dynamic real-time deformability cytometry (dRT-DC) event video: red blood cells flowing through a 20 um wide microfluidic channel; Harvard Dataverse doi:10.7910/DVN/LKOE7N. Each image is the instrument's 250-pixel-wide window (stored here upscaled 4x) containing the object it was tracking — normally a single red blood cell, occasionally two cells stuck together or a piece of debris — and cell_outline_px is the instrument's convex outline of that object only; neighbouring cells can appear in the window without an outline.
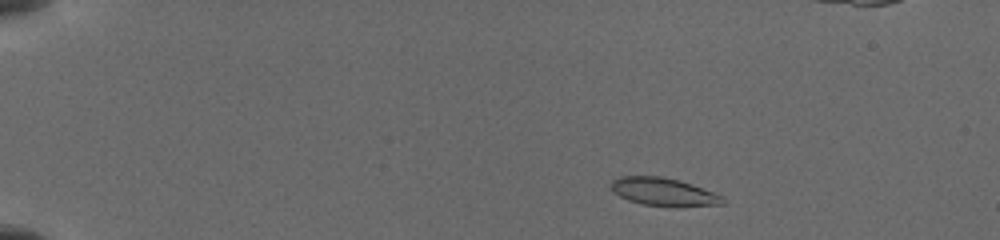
{"species": "common noctule bat (a hibernating species)", "species_latin": "Nyctalus noctula", "temperature_condition": "cold", "stored_images_in_passage": 28, "camera_frame_rate_fps": 3000, "um_per_image_px": 0.085, "animal": {"sex": "female", "body_mass_g": 19.5, "forearm_length_mm": 54.1}, "frame": {"image": 1, "passage_image": 9, "time_ms": 2.0, "image_size_px": [1000, 240], "cell_outline_px": [[724, 204], [644, 204], [628, 200], [612, 192], [608, 188], [608, 184], [612, 180], [620, 176], [660, 176], [680, 180], [692, 184], [724, 196]], "centroid_in_image_um": [56.29, 16.24], "position_along_channel_um": 28.7, "area_um2": 17.57}}
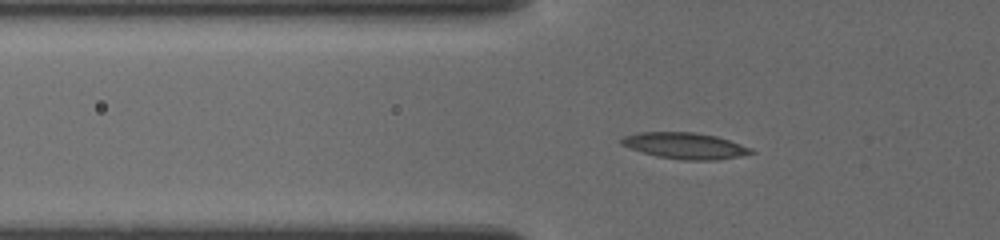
{"frame": {"image": 2, "passage_image": 22, "time_ms": 5.333, "image_size_px": [1000, 240], "cell_outline_px": [[756, 152], [740, 156], [716, 160], [684, 160], [656, 156], [620, 144], [620, 140], [624, 136], [640, 132], [692, 132], [716, 136], [752, 148]], "centroid_in_image_um": [58.24, 12.39], "position_along_channel_um": 67.6, "area_um2": 19.59}}
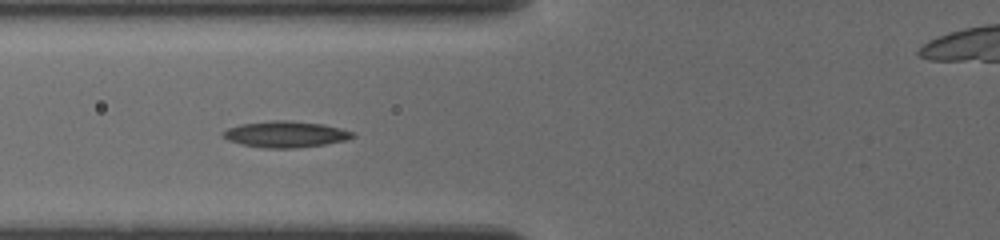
{"frame": {"image": 3, "passage_image": 27, "time_ms": 6.333, "image_size_px": [1000, 240], "cell_outline_px": [[356, 136], [348, 140], [324, 144], [296, 148], [264, 148], [240, 144], [228, 140], [220, 136], [220, 132], [228, 128], [240, 124], [272, 120], [292, 120], [324, 124], [356, 132]], "centroid_in_image_um": [24.27, 11.41], "position_along_channel_um": 101.5, "area_um2": 20.17}}